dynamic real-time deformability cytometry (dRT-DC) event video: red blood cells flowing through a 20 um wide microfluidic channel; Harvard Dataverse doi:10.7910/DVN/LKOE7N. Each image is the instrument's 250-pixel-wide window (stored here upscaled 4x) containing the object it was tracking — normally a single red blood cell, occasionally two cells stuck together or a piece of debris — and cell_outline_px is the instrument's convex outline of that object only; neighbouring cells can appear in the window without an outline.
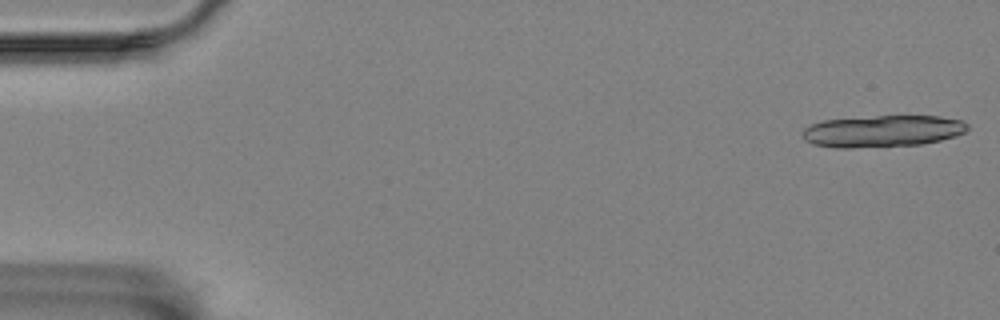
{"species": "Egyptian fruit bat (a non-hibernating species)", "species_latin": "Rousettus aegyptiacus", "temperature_condition": "room temperature", "stored_images_in_passage": 9, "camera_frame_rate_fps": 3000, "um_per_image_px": 0.085, "animal": {"sex": "female"}, "frame": {"image": 1, "passage_image": 1, "time_ms": 0.0, "image_size_px": [1000, 320], "cell_outline_px": [[968, 128], [964, 132], [956, 136], [940, 140], [920, 144], [852, 148], [836, 148], [812, 144], [804, 140], [800, 132], [804, 128], [820, 120], [876, 116], [940, 116], [960, 120], [968, 124]], "centroid_in_image_um": [74.96, 11.15], "position_along_channel_um": 10.0, "area_um2": 30.69}}